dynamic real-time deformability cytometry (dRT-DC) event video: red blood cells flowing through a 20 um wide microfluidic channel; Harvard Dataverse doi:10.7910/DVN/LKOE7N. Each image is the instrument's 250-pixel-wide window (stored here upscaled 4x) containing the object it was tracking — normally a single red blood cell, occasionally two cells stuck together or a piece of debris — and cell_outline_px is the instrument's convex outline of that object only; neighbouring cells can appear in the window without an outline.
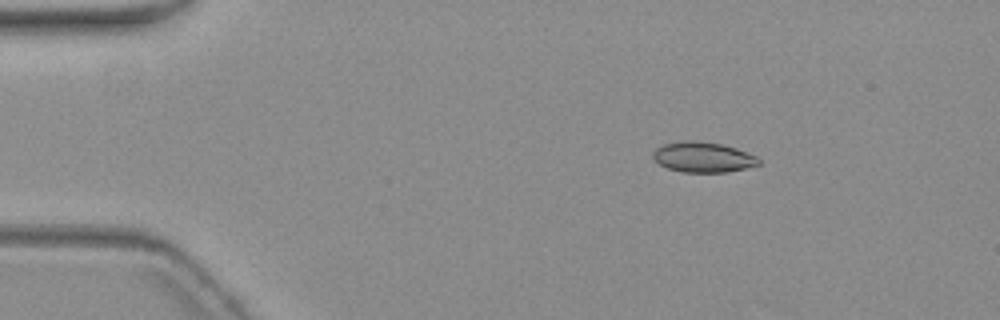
{"species": "common noctule bat (a hibernating species)", "species_latin": "Nyctalus noctula", "temperature_condition": "warm", "stored_images_in_passage": 4, "camera_frame_rate_fps": 3000, "um_per_image_px": 0.085, "animal": {"sex": "female", "body_mass_g": 19.3, "forearm_length_mm": 54.1}, "frame": {"image": 1, "passage_image": 3, "time_ms": 2.333, "image_size_px": [1000, 320], "cell_outline_px": [[760, 164], [728, 172], [680, 172], [668, 168], [660, 164], [652, 156], [652, 152], [656, 148], [664, 144], [684, 140], [692, 140], [720, 144], [736, 148], [756, 156], [760, 160]], "centroid_in_image_um": [59.74, 13.36], "position_along_channel_um": 25.3, "area_um2": 18.55}}